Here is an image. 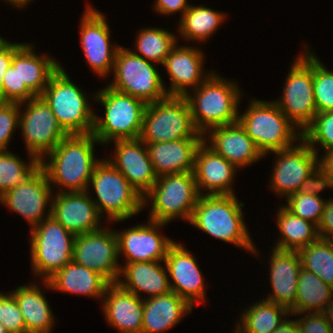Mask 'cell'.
<instances>
[{"mask_svg":"<svg viewBox=\"0 0 333 333\" xmlns=\"http://www.w3.org/2000/svg\"><path fill=\"white\" fill-rule=\"evenodd\" d=\"M270 254V283L273 293L265 299L291 309L295 304L298 275L302 269L298 251L273 248Z\"/></svg>","mask_w":333,"mask_h":333,"instance_id":"obj_26","label":"cell"},{"mask_svg":"<svg viewBox=\"0 0 333 333\" xmlns=\"http://www.w3.org/2000/svg\"><path fill=\"white\" fill-rule=\"evenodd\" d=\"M313 90L317 113L333 111V71L313 52Z\"/></svg>","mask_w":333,"mask_h":333,"instance_id":"obj_41","label":"cell"},{"mask_svg":"<svg viewBox=\"0 0 333 333\" xmlns=\"http://www.w3.org/2000/svg\"><path fill=\"white\" fill-rule=\"evenodd\" d=\"M101 103L105 115H95L92 134L100 144L114 140L139 139L147 104L131 95L116 91L109 86L93 95Z\"/></svg>","mask_w":333,"mask_h":333,"instance_id":"obj_5","label":"cell"},{"mask_svg":"<svg viewBox=\"0 0 333 333\" xmlns=\"http://www.w3.org/2000/svg\"><path fill=\"white\" fill-rule=\"evenodd\" d=\"M276 217L280 232V239L274 247L276 249L299 251L319 238L314 223L293 215L283 205L278 209Z\"/></svg>","mask_w":333,"mask_h":333,"instance_id":"obj_35","label":"cell"},{"mask_svg":"<svg viewBox=\"0 0 333 333\" xmlns=\"http://www.w3.org/2000/svg\"><path fill=\"white\" fill-rule=\"evenodd\" d=\"M23 43H11L10 41H4L0 45V102H2V83L3 76L8 70L9 66L12 62V57L15 51L22 45Z\"/></svg>","mask_w":333,"mask_h":333,"instance_id":"obj_48","label":"cell"},{"mask_svg":"<svg viewBox=\"0 0 333 333\" xmlns=\"http://www.w3.org/2000/svg\"><path fill=\"white\" fill-rule=\"evenodd\" d=\"M273 333H300L297 319H285L284 322Z\"/></svg>","mask_w":333,"mask_h":333,"instance_id":"obj_51","label":"cell"},{"mask_svg":"<svg viewBox=\"0 0 333 333\" xmlns=\"http://www.w3.org/2000/svg\"><path fill=\"white\" fill-rule=\"evenodd\" d=\"M6 39H4V38H2L1 36H0V45L5 41Z\"/></svg>","mask_w":333,"mask_h":333,"instance_id":"obj_56","label":"cell"},{"mask_svg":"<svg viewBox=\"0 0 333 333\" xmlns=\"http://www.w3.org/2000/svg\"><path fill=\"white\" fill-rule=\"evenodd\" d=\"M203 54L201 49L186 45L172 49L162 64L171 80L170 87L165 88L168 96H185L189 88L196 89L213 72L206 74L203 69Z\"/></svg>","mask_w":333,"mask_h":333,"instance_id":"obj_23","label":"cell"},{"mask_svg":"<svg viewBox=\"0 0 333 333\" xmlns=\"http://www.w3.org/2000/svg\"><path fill=\"white\" fill-rule=\"evenodd\" d=\"M136 36L135 47L137 51L134 53L157 64H163L178 42L176 35L169 30L167 31V29L157 27H144V29L138 31Z\"/></svg>","mask_w":333,"mask_h":333,"instance_id":"obj_37","label":"cell"},{"mask_svg":"<svg viewBox=\"0 0 333 333\" xmlns=\"http://www.w3.org/2000/svg\"><path fill=\"white\" fill-rule=\"evenodd\" d=\"M32 43L19 47V76L21 85H26L36 96H40L60 64L51 56L37 55Z\"/></svg>","mask_w":333,"mask_h":333,"instance_id":"obj_32","label":"cell"},{"mask_svg":"<svg viewBox=\"0 0 333 333\" xmlns=\"http://www.w3.org/2000/svg\"><path fill=\"white\" fill-rule=\"evenodd\" d=\"M164 261H148L126 263L121 267L118 283L125 290L141 297L146 293L150 297L164 295L171 292L170 278L166 266L161 265ZM121 276L123 279H120Z\"/></svg>","mask_w":333,"mask_h":333,"instance_id":"obj_28","label":"cell"},{"mask_svg":"<svg viewBox=\"0 0 333 333\" xmlns=\"http://www.w3.org/2000/svg\"><path fill=\"white\" fill-rule=\"evenodd\" d=\"M237 168L210 148L206 142L198 146L195 154L194 176L200 195H235L232 189Z\"/></svg>","mask_w":333,"mask_h":333,"instance_id":"obj_22","label":"cell"},{"mask_svg":"<svg viewBox=\"0 0 333 333\" xmlns=\"http://www.w3.org/2000/svg\"><path fill=\"white\" fill-rule=\"evenodd\" d=\"M90 186L98 198L93 202L103 218L106 214L107 223L125 221L144 209L141 194L107 158L95 166L87 191Z\"/></svg>","mask_w":333,"mask_h":333,"instance_id":"obj_6","label":"cell"},{"mask_svg":"<svg viewBox=\"0 0 333 333\" xmlns=\"http://www.w3.org/2000/svg\"><path fill=\"white\" fill-rule=\"evenodd\" d=\"M320 166L328 173L333 183V151L320 156Z\"/></svg>","mask_w":333,"mask_h":333,"instance_id":"obj_52","label":"cell"},{"mask_svg":"<svg viewBox=\"0 0 333 333\" xmlns=\"http://www.w3.org/2000/svg\"><path fill=\"white\" fill-rule=\"evenodd\" d=\"M19 112V103L0 102V151H9L12 134L19 127Z\"/></svg>","mask_w":333,"mask_h":333,"instance_id":"obj_45","label":"cell"},{"mask_svg":"<svg viewBox=\"0 0 333 333\" xmlns=\"http://www.w3.org/2000/svg\"><path fill=\"white\" fill-rule=\"evenodd\" d=\"M302 139L318 154L319 145L327 153L333 151V111L317 113L302 132Z\"/></svg>","mask_w":333,"mask_h":333,"instance_id":"obj_40","label":"cell"},{"mask_svg":"<svg viewBox=\"0 0 333 333\" xmlns=\"http://www.w3.org/2000/svg\"><path fill=\"white\" fill-rule=\"evenodd\" d=\"M190 4L187 0H155L154 7L155 10L162 15H173L176 12L183 14L187 11Z\"/></svg>","mask_w":333,"mask_h":333,"instance_id":"obj_50","label":"cell"},{"mask_svg":"<svg viewBox=\"0 0 333 333\" xmlns=\"http://www.w3.org/2000/svg\"><path fill=\"white\" fill-rule=\"evenodd\" d=\"M86 9L79 30L84 57L97 76L107 77L113 71L120 46H111L110 28L104 14L91 5H87Z\"/></svg>","mask_w":333,"mask_h":333,"instance_id":"obj_17","label":"cell"},{"mask_svg":"<svg viewBox=\"0 0 333 333\" xmlns=\"http://www.w3.org/2000/svg\"><path fill=\"white\" fill-rule=\"evenodd\" d=\"M31 270L43 281L72 261L75 235L52 216L30 229Z\"/></svg>","mask_w":333,"mask_h":333,"instance_id":"obj_12","label":"cell"},{"mask_svg":"<svg viewBox=\"0 0 333 333\" xmlns=\"http://www.w3.org/2000/svg\"><path fill=\"white\" fill-rule=\"evenodd\" d=\"M204 138L193 123L184 96H167L146 106L139 139L145 144Z\"/></svg>","mask_w":333,"mask_h":333,"instance_id":"obj_9","label":"cell"},{"mask_svg":"<svg viewBox=\"0 0 333 333\" xmlns=\"http://www.w3.org/2000/svg\"><path fill=\"white\" fill-rule=\"evenodd\" d=\"M0 333H8L6 328L0 323Z\"/></svg>","mask_w":333,"mask_h":333,"instance_id":"obj_55","label":"cell"},{"mask_svg":"<svg viewBox=\"0 0 333 333\" xmlns=\"http://www.w3.org/2000/svg\"><path fill=\"white\" fill-rule=\"evenodd\" d=\"M0 323L8 333H26L23 314L10 292H0Z\"/></svg>","mask_w":333,"mask_h":333,"instance_id":"obj_44","label":"cell"},{"mask_svg":"<svg viewBox=\"0 0 333 333\" xmlns=\"http://www.w3.org/2000/svg\"><path fill=\"white\" fill-rule=\"evenodd\" d=\"M114 156L107 159L141 194L157 180L146 144L140 139L114 140ZM113 157V158H112Z\"/></svg>","mask_w":333,"mask_h":333,"instance_id":"obj_21","label":"cell"},{"mask_svg":"<svg viewBox=\"0 0 333 333\" xmlns=\"http://www.w3.org/2000/svg\"><path fill=\"white\" fill-rule=\"evenodd\" d=\"M241 314L236 333H273L290 316V310L263 298Z\"/></svg>","mask_w":333,"mask_h":333,"instance_id":"obj_34","label":"cell"},{"mask_svg":"<svg viewBox=\"0 0 333 333\" xmlns=\"http://www.w3.org/2000/svg\"><path fill=\"white\" fill-rule=\"evenodd\" d=\"M34 97L36 95L26 85H21L18 48L12 57L11 65L3 76L2 102L22 103Z\"/></svg>","mask_w":333,"mask_h":333,"instance_id":"obj_43","label":"cell"},{"mask_svg":"<svg viewBox=\"0 0 333 333\" xmlns=\"http://www.w3.org/2000/svg\"><path fill=\"white\" fill-rule=\"evenodd\" d=\"M297 319L300 333H333L323 313H304Z\"/></svg>","mask_w":333,"mask_h":333,"instance_id":"obj_47","label":"cell"},{"mask_svg":"<svg viewBox=\"0 0 333 333\" xmlns=\"http://www.w3.org/2000/svg\"><path fill=\"white\" fill-rule=\"evenodd\" d=\"M199 196L193 172L163 175L143 196V208L151 201L148 218L152 221L168 224L180 218L189 222Z\"/></svg>","mask_w":333,"mask_h":333,"instance_id":"obj_8","label":"cell"},{"mask_svg":"<svg viewBox=\"0 0 333 333\" xmlns=\"http://www.w3.org/2000/svg\"><path fill=\"white\" fill-rule=\"evenodd\" d=\"M203 138H186L146 144L157 177L193 172L195 154Z\"/></svg>","mask_w":333,"mask_h":333,"instance_id":"obj_27","label":"cell"},{"mask_svg":"<svg viewBox=\"0 0 333 333\" xmlns=\"http://www.w3.org/2000/svg\"><path fill=\"white\" fill-rule=\"evenodd\" d=\"M46 288L76 295L102 298L110 282L100 273L73 261L44 280Z\"/></svg>","mask_w":333,"mask_h":333,"instance_id":"obj_29","label":"cell"},{"mask_svg":"<svg viewBox=\"0 0 333 333\" xmlns=\"http://www.w3.org/2000/svg\"><path fill=\"white\" fill-rule=\"evenodd\" d=\"M192 307L171 291L164 295L144 297L142 333H163L182 321Z\"/></svg>","mask_w":333,"mask_h":333,"instance_id":"obj_30","label":"cell"},{"mask_svg":"<svg viewBox=\"0 0 333 333\" xmlns=\"http://www.w3.org/2000/svg\"><path fill=\"white\" fill-rule=\"evenodd\" d=\"M90 192H55L51 216L75 236L99 230L100 215Z\"/></svg>","mask_w":333,"mask_h":333,"instance_id":"obj_20","label":"cell"},{"mask_svg":"<svg viewBox=\"0 0 333 333\" xmlns=\"http://www.w3.org/2000/svg\"><path fill=\"white\" fill-rule=\"evenodd\" d=\"M272 153L277 159L269 186L282 198L298 192L303 181L320 165V157L302 138L299 144Z\"/></svg>","mask_w":333,"mask_h":333,"instance_id":"obj_15","label":"cell"},{"mask_svg":"<svg viewBox=\"0 0 333 333\" xmlns=\"http://www.w3.org/2000/svg\"><path fill=\"white\" fill-rule=\"evenodd\" d=\"M155 64L120 46L114 61V81L107 86L146 104L164 99L168 96L166 85Z\"/></svg>","mask_w":333,"mask_h":333,"instance_id":"obj_11","label":"cell"},{"mask_svg":"<svg viewBox=\"0 0 333 333\" xmlns=\"http://www.w3.org/2000/svg\"><path fill=\"white\" fill-rule=\"evenodd\" d=\"M17 156L9 151H0V196L19 186L40 167V160L34 156H29V162Z\"/></svg>","mask_w":333,"mask_h":333,"instance_id":"obj_39","label":"cell"},{"mask_svg":"<svg viewBox=\"0 0 333 333\" xmlns=\"http://www.w3.org/2000/svg\"><path fill=\"white\" fill-rule=\"evenodd\" d=\"M322 313L325 315L327 322L330 324L333 332V300L328 304Z\"/></svg>","mask_w":333,"mask_h":333,"instance_id":"obj_53","label":"cell"},{"mask_svg":"<svg viewBox=\"0 0 333 333\" xmlns=\"http://www.w3.org/2000/svg\"><path fill=\"white\" fill-rule=\"evenodd\" d=\"M165 225L168 224L148 219L146 224L115 231L119 255H124L126 263L165 261L168 248L174 243L159 232Z\"/></svg>","mask_w":333,"mask_h":333,"instance_id":"obj_18","label":"cell"},{"mask_svg":"<svg viewBox=\"0 0 333 333\" xmlns=\"http://www.w3.org/2000/svg\"><path fill=\"white\" fill-rule=\"evenodd\" d=\"M319 238L333 241V198L326 200L322 218L317 226Z\"/></svg>","mask_w":333,"mask_h":333,"instance_id":"obj_49","label":"cell"},{"mask_svg":"<svg viewBox=\"0 0 333 333\" xmlns=\"http://www.w3.org/2000/svg\"><path fill=\"white\" fill-rule=\"evenodd\" d=\"M32 0H4V2H9V4L12 7H17L22 9L23 7H25L28 3H30Z\"/></svg>","mask_w":333,"mask_h":333,"instance_id":"obj_54","label":"cell"},{"mask_svg":"<svg viewBox=\"0 0 333 333\" xmlns=\"http://www.w3.org/2000/svg\"><path fill=\"white\" fill-rule=\"evenodd\" d=\"M305 47L306 53L298 54L291 64L281 98L273 100L301 132L317 114L313 90V53L306 45Z\"/></svg>","mask_w":333,"mask_h":333,"instance_id":"obj_10","label":"cell"},{"mask_svg":"<svg viewBox=\"0 0 333 333\" xmlns=\"http://www.w3.org/2000/svg\"><path fill=\"white\" fill-rule=\"evenodd\" d=\"M236 195H200L189 220L191 225L226 243L251 251L257 249L243 220V203Z\"/></svg>","mask_w":333,"mask_h":333,"instance_id":"obj_2","label":"cell"},{"mask_svg":"<svg viewBox=\"0 0 333 333\" xmlns=\"http://www.w3.org/2000/svg\"><path fill=\"white\" fill-rule=\"evenodd\" d=\"M286 200L287 204H284V207L288 211L318 226L326 204L325 199L316 195L295 192Z\"/></svg>","mask_w":333,"mask_h":333,"instance_id":"obj_42","label":"cell"},{"mask_svg":"<svg viewBox=\"0 0 333 333\" xmlns=\"http://www.w3.org/2000/svg\"><path fill=\"white\" fill-rule=\"evenodd\" d=\"M119 257L117 236L110 228L103 227L75 237L72 261L100 273L110 283L119 279L122 267Z\"/></svg>","mask_w":333,"mask_h":333,"instance_id":"obj_14","label":"cell"},{"mask_svg":"<svg viewBox=\"0 0 333 333\" xmlns=\"http://www.w3.org/2000/svg\"><path fill=\"white\" fill-rule=\"evenodd\" d=\"M41 287L32 284L19 285L10 293L14 296L26 326V333H51L55 317Z\"/></svg>","mask_w":333,"mask_h":333,"instance_id":"obj_31","label":"cell"},{"mask_svg":"<svg viewBox=\"0 0 333 333\" xmlns=\"http://www.w3.org/2000/svg\"><path fill=\"white\" fill-rule=\"evenodd\" d=\"M326 188L333 190V183L328 173L319 165L315 171L303 181L298 192L322 197L319 193Z\"/></svg>","mask_w":333,"mask_h":333,"instance_id":"obj_46","label":"cell"},{"mask_svg":"<svg viewBox=\"0 0 333 333\" xmlns=\"http://www.w3.org/2000/svg\"><path fill=\"white\" fill-rule=\"evenodd\" d=\"M302 268L333 288V241L318 238L299 251Z\"/></svg>","mask_w":333,"mask_h":333,"instance_id":"obj_38","label":"cell"},{"mask_svg":"<svg viewBox=\"0 0 333 333\" xmlns=\"http://www.w3.org/2000/svg\"><path fill=\"white\" fill-rule=\"evenodd\" d=\"M165 266L173 292L192 307L205 302V284L195 256L181 243L174 242L167 251ZM172 281V282H171ZM201 300V301H200Z\"/></svg>","mask_w":333,"mask_h":333,"instance_id":"obj_19","label":"cell"},{"mask_svg":"<svg viewBox=\"0 0 333 333\" xmlns=\"http://www.w3.org/2000/svg\"><path fill=\"white\" fill-rule=\"evenodd\" d=\"M40 96L68 135L93 132L95 113L90 108L89 96L73 83L62 66L52 75Z\"/></svg>","mask_w":333,"mask_h":333,"instance_id":"obj_7","label":"cell"},{"mask_svg":"<svg viewBox=\"0 0 333 333\" xmlns=\"http://www.w3.org/2000/svg\"><path fill=\"white\" fill-rule=\"evenodd\" d=\"M203 139L204 142L210 143L207 144L210 148L238 170L264 157L239 123L212 128Z\"/></svg>","mask_w":333,"mask_h":333,"instance_id":"obj_24","label":"cell"},{"mask_svg":"<svg viewBox=\"0 0 333 333\" xmlns=\"http://www.w3.org/2000/svg\"><path fill=\"white\" fill-rule=\"evenodd\" d=\"M225 18L223 12L202 5H190L179 21L178 31L187 42H205L220 27Z\"/></svg>","mask_w":333,"mask_h":333,"instance_id":"obj_36","label":"cell"},{"mask_svg":"<svg viewBox=\"0 0 333 333\" xmlns=\"http://www.w3.org/2000/svg\"><path fill=\"white\" fill-rule=\"evenodd\" d=\"M25 109L21 111L22 105ZM19 128L28 156L44 159L68 134L59 125L50 106L41 96L19 103Z\"/></svg>","mask_w":333,"mask_h":333,"instance_id":"obj_13","label":"cell"},{"mask_svg":"<svg viewBox=\"0 0 333 333\" xmlns=\"http://www.w3.org/2000/svg\"><path fill=\"white\" fill-rule=\"evenodd\" d=\"M333 300V288L314 273L301 269L298 275L297 296L291 315L322 313Z\"/></svg>","mask_w":333,"mask_h":333,"instance_id":"obj_33","label":"cell"},{"mask_svg":"<svg viewBox=\"0 0 333 333\" xmlns=\"http://www.w3.org/2000/svg\"><path fill=\"white\" fill-rule=\"evenodd\" d=\"M97 142L100 145L92 133L67 135L46 155L47 161H40L50 185L61 187L56 192L87 191L94 168L101 161L94 154Z\"/></svg>","mask_w":333,"mask_h":333,"instance_id":"obj_1","label":"cell"},{"mask_svg":"<svg viewBox=\"0 0 333 333\" xmlns=\"http://www.w3.org/2000/svg\"><path fill=\"white\" fill-rule=\"evenodd\" d=\"M236 84L212 72L192 95L189 92L184 96L200 134L204 136L212 128L238 123L242 91Z\"/></svg>","mask_w":333,"mask_h":333,"instance_id":"obj_3","label":"cell"},{"mask_svg":"<svg viewBox=\"0 0 333 333\" xmlns=\"http://www.w3.org/2000/svg\"><path fill=\"white\" fill-rule=\"evenodd\" d=\"M102 300L105 320L112 328L120 333H142L144 298L125 290L118 283H110Z\"/></svg>","mask_w":333,"mask_h":333,"instance_id":"obj_25","label":"cell"},{"mask_svg":"<svg viewBox=\"0 0 333 333\" xmlns=\"http://www.w3.org/2000/svg\"><path fill=\"white\" fill-rule=\"evenodd\" d=\"M51 188L48 177L40 166L19 186L4 192L0 196V203L23 216L33 229L51 216L52 193L54 192ZM46 207L48 208L47 213L45 212Z\"/></svg>","mask_w":333,"mask_h":333,"instance_id":"obj_16","label":"cell"},{"mask_svg":"<svg viewBox=\"0 0 333 333\" xmlns=\"http://www.w3.org/2000/svg\"><path fill=\"white\" fill-rule=\"evenodd\" d=\"M238 115V123L266 157L268 153L289 148L302 138V132L286 117L275 101L250 100ZM297 130V131H296Z\"/></svg>","mask_w":333,"mask_h":333,"instance_id":"obj_4","label":"cell"}]
</instances>
